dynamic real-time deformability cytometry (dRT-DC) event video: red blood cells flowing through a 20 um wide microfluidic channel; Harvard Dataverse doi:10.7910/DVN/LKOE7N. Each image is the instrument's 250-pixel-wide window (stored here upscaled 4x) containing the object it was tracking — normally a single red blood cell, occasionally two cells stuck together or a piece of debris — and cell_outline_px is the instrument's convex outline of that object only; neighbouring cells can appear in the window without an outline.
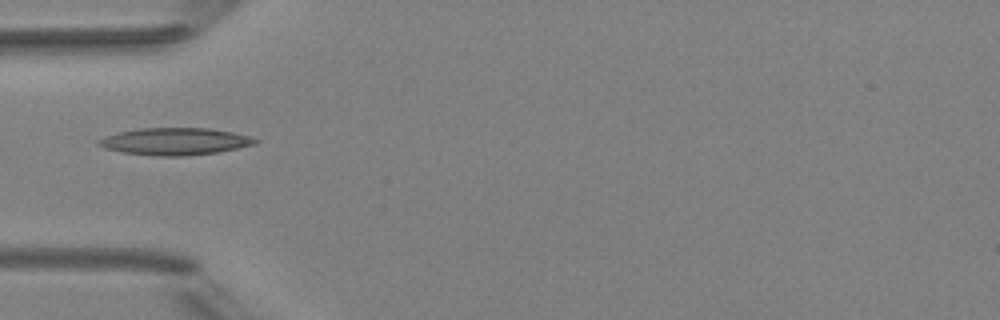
{"species": "Egyptian fruit bat (a non-hibernating species)", "species_latin": "Rousettus aegyptiacus", "temperature_condition": "room temperature", "stored_images_in_passage": 4, "camera_frame_rate_fps": 3000, "um_per_image_px": 0.085, "animal": {"sex": "female"}, "frame": {"image": 1, "passage_image": 4, "time_ms": 3.333, "image_size_px": [1000, 320], "cell_outline_px": [[260, 140], [256, 144], [216, 152], [184, 156], [156, 156], [124, 152], [104, 148], [96, 144], [96, 140], [104, 136], [120, 132], [140, 128], [208, 128], [232, 132], [248, 136]], "centroid_in_image_um": [14.84, 12.02], "position_along_channel_um": 70.2, "area_um2": 24.62}}